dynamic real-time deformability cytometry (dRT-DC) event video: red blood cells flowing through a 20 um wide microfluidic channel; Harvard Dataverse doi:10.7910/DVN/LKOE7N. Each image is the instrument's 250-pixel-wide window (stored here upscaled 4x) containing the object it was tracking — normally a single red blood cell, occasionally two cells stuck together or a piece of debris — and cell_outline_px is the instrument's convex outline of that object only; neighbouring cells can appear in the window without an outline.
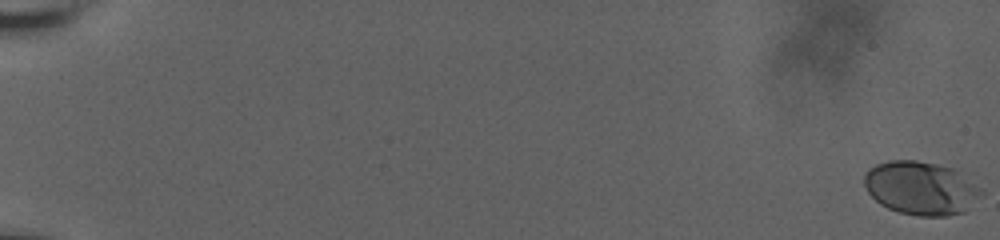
{"species": "human", "species_latin": "Homo sapiens", "temperature_condition": "room temperature", "stored_images_in_passage": 22, "camera_frame_rate_fps": 3000, "um_per_image_px": 0.085, "donor": {"sex": "male"}, "frame": {"image": 1, "passage_image": 1, "time_ms": 0.0, "image_size_px": [1000, 240], "cell_outline_px": [[984, 192], [964, 212], [948, 216], [920, 216], [900, 212], [888, 208], [880, 204], [868, 192], [864, 184], [864, 176], [868, 168], [876, 164], [888, 160], [916, 160], [956, 168], [980, 188]], "centroid_in_image_um": [78.28, 15.97], "position_along_channel_um": 6.7, "area_um2": 36.53}}
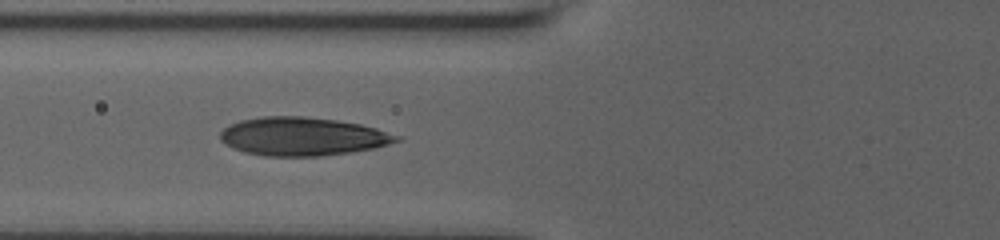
{"frame": {"image": 2, "passage_image": 20, "time_ms": 9.0, "image_size_px": [1000, 240], "cell_outline_px": [[404, 140], [372, 148], [352, 152], [320, 156], [264, 156], [244, 152], [232, 148], [220, 140], [220, 132], [228, 124], [240, 120], [260, 116], [304, 116], [336, 120], [360, 124], [376, 128], [400, 136]], "centroid_in_image_um": [25.69, 11.59], "position_along_channel_um": 100.1, "area_um2": 39.65}}
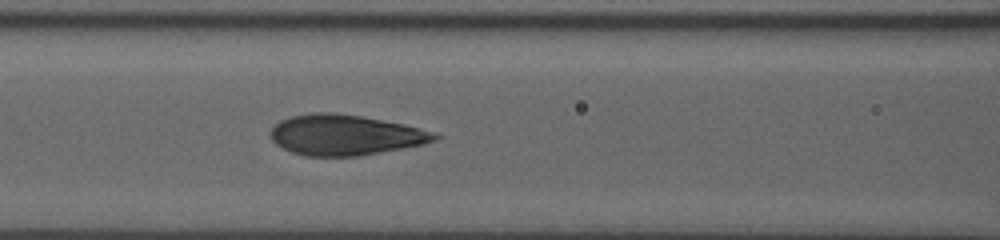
{"frame": {"image": 3, "passage_image": 22, "time_ms": 10.0, "image_size_px": [1000, 240], "cell_outline_px": [[444, 136], [436, 140], [424, 144], [380, 152], [356, 156], [304, 156], [292, 152], [276, 144], [272, 140], [272, 128], [280, 120], [292, 116], [312, 112], [332, 112], [360, 116], [404, 124], [420, 128]], "centroid_in_image_um": [29.35, 11.47], "position_along_channel_um": 137.2, "area_um2": 38.49}}